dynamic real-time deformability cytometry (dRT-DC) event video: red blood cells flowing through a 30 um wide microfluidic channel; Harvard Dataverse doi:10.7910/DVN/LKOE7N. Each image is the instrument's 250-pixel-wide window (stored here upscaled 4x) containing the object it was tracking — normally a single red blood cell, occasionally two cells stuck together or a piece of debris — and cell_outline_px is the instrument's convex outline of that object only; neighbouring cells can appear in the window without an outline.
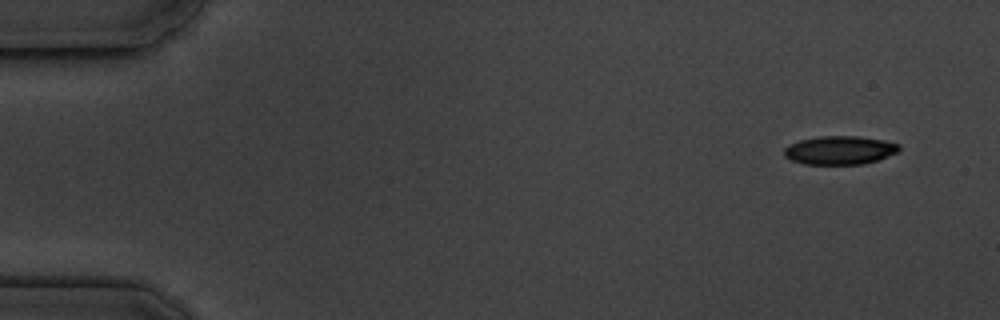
{"species": "common noctule bat (a hibernating species)", "species_latin": "Nyctalus noctula", "temperature_condition": "cold", "stored_images_in_passage": 6, "camera_frame_rate_fps": 3000, "um_per_image_px": 0.085, "animal": {"sex": "male", "body_mass_g": 19.5, "forearm_length_mm": 54.6}, "frame": {"image": 1, "passage_image": 1, "time_ms": 0.0, "image_size_px": [1000, 320], "cell_outline_px": [[900, 152], [876, 160], [860, 164], [804, 164], [792, 160], [784, 156], [784, 148], [788, 144], [800, 140], [820, 136], [860, 136], [884, 140], [900, 144]], "centroid_in_image_um": [71.39, 12.76], "position_along_channel_um": 13.6, "area_um2": 19.19}}
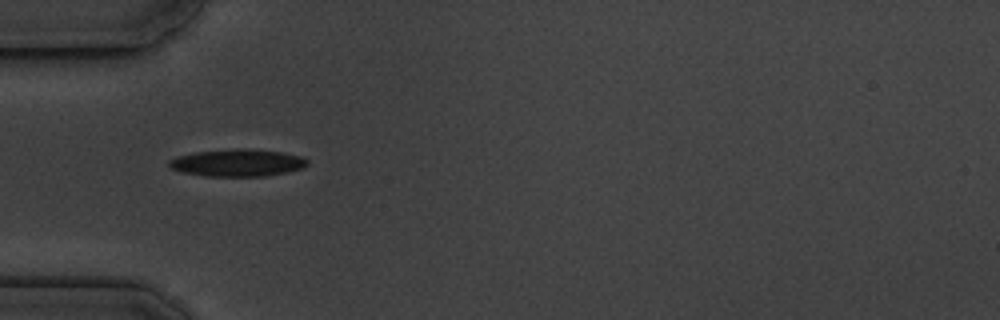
{"frame": {"image": 2, "passage_image": 5, "time_ms": 4.667, "image_size_px": [1000, 320], "cell_outline_px": [[308, 164], [304, 168], [288, 172], [264, 176], [204, 176], [184, 172], [172, 168], [168, 164], [168, 160], [176, 156], [192, 152], [236, 148], [248, 148], [280, 152], [304, 156], [308, 160]], "centroid_in_image_um": [20.21, 13.82], "position_along_channel_um": 64.8, "area_um2": 22.2}}